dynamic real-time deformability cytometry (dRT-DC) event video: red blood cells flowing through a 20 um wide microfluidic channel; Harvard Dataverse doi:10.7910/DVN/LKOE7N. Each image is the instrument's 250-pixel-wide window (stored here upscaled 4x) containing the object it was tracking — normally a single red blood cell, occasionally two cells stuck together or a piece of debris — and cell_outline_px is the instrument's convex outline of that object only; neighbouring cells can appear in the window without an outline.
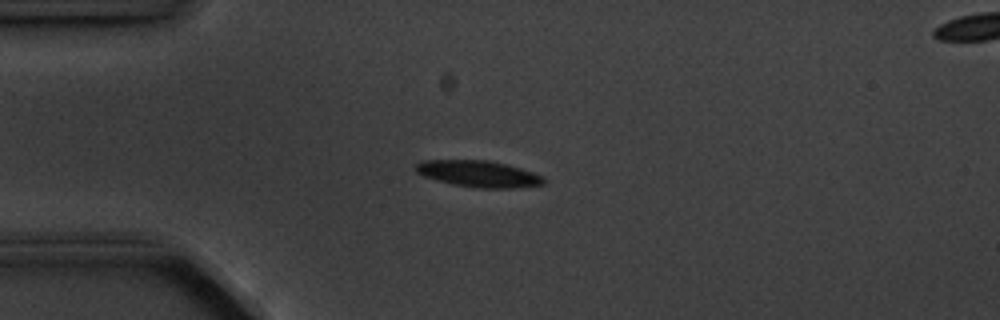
{"species": "common noctule bat (a hibernating species)", "species_latin": "Nyctalus noctula", "temperature_condition": "cold", "stored_images_in_passage": 6, "camera_frame_rate_fps": 3000, "um_per_image_px": 0.085, "animal": {"sex": "male", "body_mass_g": 20.1, "forearm_length_mm": 53.5}, "frame": {"image": 1, "passage_image": 3, "time_ms": 2.333, "image_size_px": [1000, 320], "cell_outline_px": [[544, 184], [512, 188], [480, 188], [452, 184], [424, 176], [416, 172], [416, 164], [420, 160], [488, 160], [520, 168], [532, 172], [540, 176], [544, 180]], "centroid_in_image_um": [40.63, 14.77], "position_along_channel_um": 44.4, "area_um2": 19.42}}